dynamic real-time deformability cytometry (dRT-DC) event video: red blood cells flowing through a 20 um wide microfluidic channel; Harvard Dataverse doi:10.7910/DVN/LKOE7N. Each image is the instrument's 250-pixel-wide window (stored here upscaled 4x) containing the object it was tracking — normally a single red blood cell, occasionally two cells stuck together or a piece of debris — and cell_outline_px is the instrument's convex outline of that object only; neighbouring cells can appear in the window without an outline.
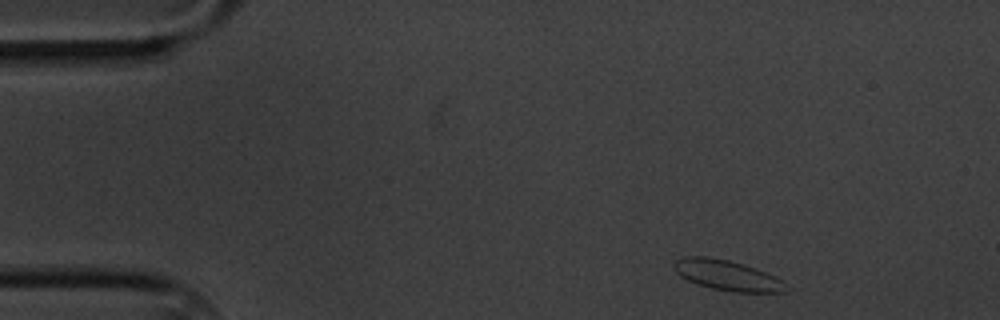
{"species": "common noctule bat (a hibernating species)", "species_latin": "Nyctalus noctula", "temperature_condition": "cold", "stored_images_in_passage": 3, "camera_frame_rate_fps": 3000, "um_per_image_px": 0.085, "animal": {"sex": "male", "body_mass_g": 20.1, "forearm_length_mm": 53.5}, "frame": {"image": 1, "passage_image": 1, "time_ms": 0.0, "image_size_px": [1000, 320], "cell_outline_px": [[784, 292], [736, 292], [712, 288], [688, 280], [680, 276], [676, 272], [672, 264], [676, 260], [684, 256], [708, 256], [728, 260], [744, 264], [756, 268], [780, 280]], "centroid_in_image_um": [61.7, 23.37], "position_along_channel_um": 23.3, "area_um2": 19.25}}